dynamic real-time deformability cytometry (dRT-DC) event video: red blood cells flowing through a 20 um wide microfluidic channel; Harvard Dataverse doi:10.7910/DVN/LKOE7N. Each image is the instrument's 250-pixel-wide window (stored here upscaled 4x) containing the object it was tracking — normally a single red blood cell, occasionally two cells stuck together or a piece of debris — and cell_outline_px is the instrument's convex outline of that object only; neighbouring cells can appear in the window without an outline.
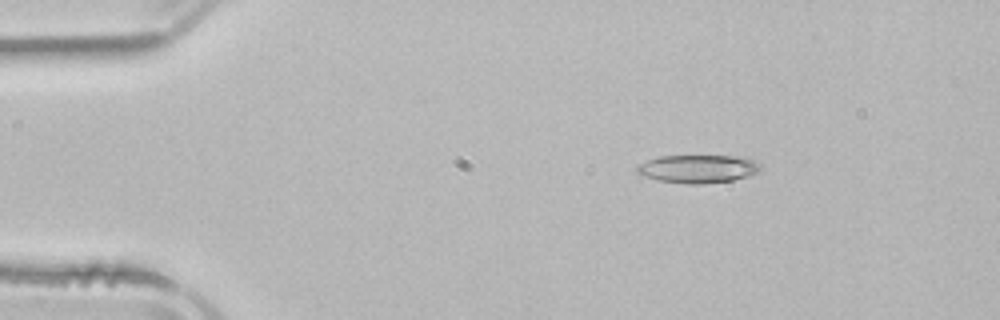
{"species": "common noctule bat (a hibernating species)", "species_latin": "Nyctalus noctula", "temperature_condition": "room temperature", "stored_images_in_passage": 5, "camera_frame_rate_fps": 3000, "um_per_image_px": 0.085, "animal": {"sex": "male", "body_mass_g": 21.5, "forearm_length_mm": 52.0}, "frame": {"image": 1, "passage_image": 2, "time_ms": 1.667, "image_size_px": [1000, 320], "cell_outline_px": [[760, 172], [748, 176], [732, 180], [700, 184], [684, 184], [660, 180], [644, 176], [636, 172], [636, 168], [640, 164], [648, 160], [660, 156], [736, 156], [752, 160], [760, 164]], "centroid_in_image_um": [59.33, 14.35], "position_along_channel_um": 25.7, "area_um2": 20.06}}
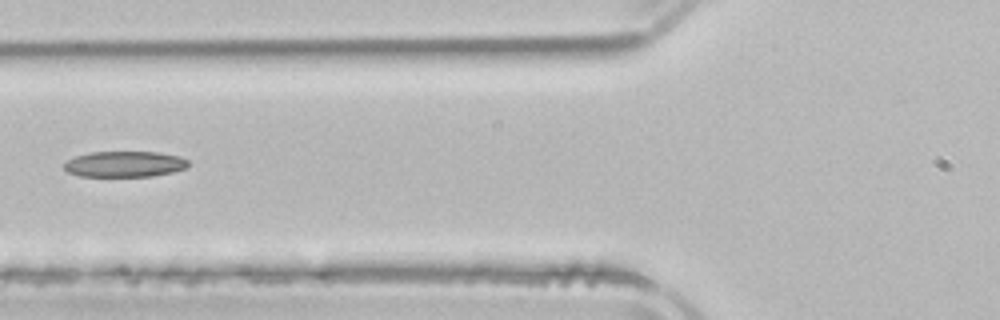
{"frame": {"image": 2, "passage_image": 5, "time_ms": 5.667, "image_size_px": [1000, 320], "cell_outline_px": [[188, 168], [172, 172], [152, 176], [80, 176], [68, 172], [64, 168], [64, 164], [68, 160], [76, 156], [88, 152], [160, 152], [180, 156], [188, 160]], "centroid_in_image_um": [10.62, 13.94], "position_along_channel_um": 115.2, "area_um2": 18.73}}